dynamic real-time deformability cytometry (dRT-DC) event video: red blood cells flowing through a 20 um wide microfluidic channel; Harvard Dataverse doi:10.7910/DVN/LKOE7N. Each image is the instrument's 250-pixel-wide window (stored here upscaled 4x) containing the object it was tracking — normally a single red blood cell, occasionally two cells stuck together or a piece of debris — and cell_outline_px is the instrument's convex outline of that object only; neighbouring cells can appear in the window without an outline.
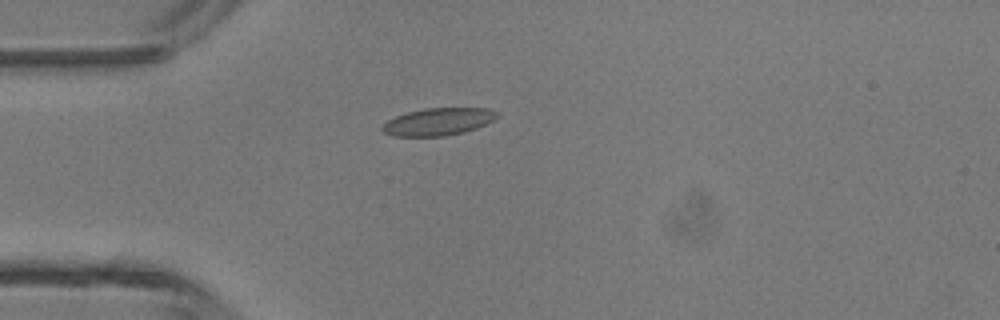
{"species": "common noctule bat (a hibernating species)", "species_latin": "Nyctalus noctula", "temperature_condition": "room temperature", "stored_images_in_passage": 2, "camera_frame_rate_fps": 3000, "um_per_image_px": 0.085, "animal": {"sex": "male", "body_mass_g": 13.3}, "frame": {"image": 1, "passage_image": 1, "time_ms": 0.0, "image_size_px": [1000, 320], "cell_outline_px": [[500, 116], [476, 128], [464, 132], [444, 136], [392, 136], [384, 132], [380, 128], [388, 120], [396, 116], [408, 112], [424, 108], [488, 108], [500, 112]], "centroid_in_image_um": [37.27, 10.34], "position_along_channel_um": 47.7, "area_um2": 18.32}}